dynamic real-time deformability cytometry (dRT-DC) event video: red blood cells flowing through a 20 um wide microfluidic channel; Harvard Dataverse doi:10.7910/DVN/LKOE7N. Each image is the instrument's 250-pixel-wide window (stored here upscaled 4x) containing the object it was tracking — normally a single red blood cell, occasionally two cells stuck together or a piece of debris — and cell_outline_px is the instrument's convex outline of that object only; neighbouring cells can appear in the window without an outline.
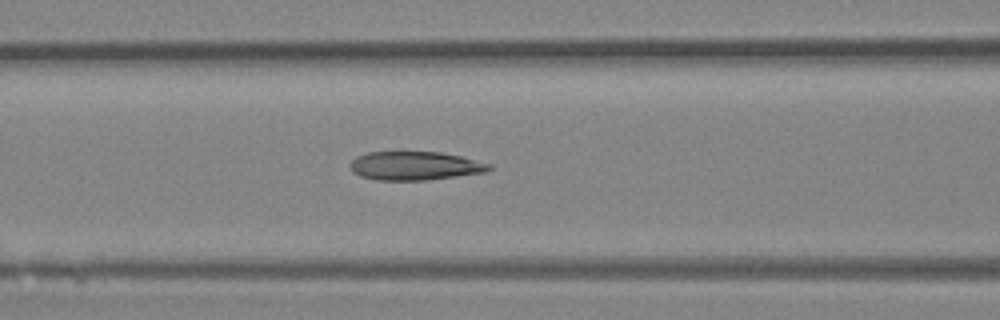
{"species": "Egyptian fruit bat (a non-hibernating species)", "species_latin": "Rousettus aegyptiacus", "temperature_condition": "room temperature", "stored_images_in_passage": 41, "camera_frame_rate_fps": 3000, "um_per_image_px": 0.085, "animal": {"sex": "female"}, "frame": {"image": 1, "passage_image": 17, "time_ms": 5.333, "image_size_px": [1000, 320], "cell_outline_px": [[492, 168], [484, 172], [456, 176], [424, 180], [376, 180], [360, 176], [352, 172], [348, 168], [348, 164], [356, 156], [368, 152], [440, 152], [460, 156], [492, 164]], "centroid_in_image_um": [35.21, 14.09], "position_along_channel_um": 131.4, "area_um2": 23.24}}
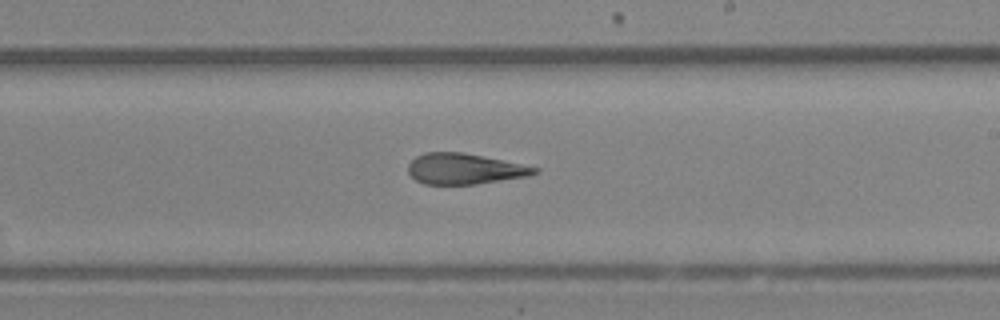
{"frame": {"image": 2, "passage_image": 24, "time_ms": 7.667, "image_size_px": [1000, 320], "cell_outline_px": [[540, 172], [528, 176], [476, 184], [424, 184], [416, 180], [408, 172], [408, 164], [416, 156], [424, 152], [460, 152], [540, 168]], "centroid_in_image_um": [39.46, 14.36], "position_along_channel_um": 249.5, "area_um2": 22.37}}
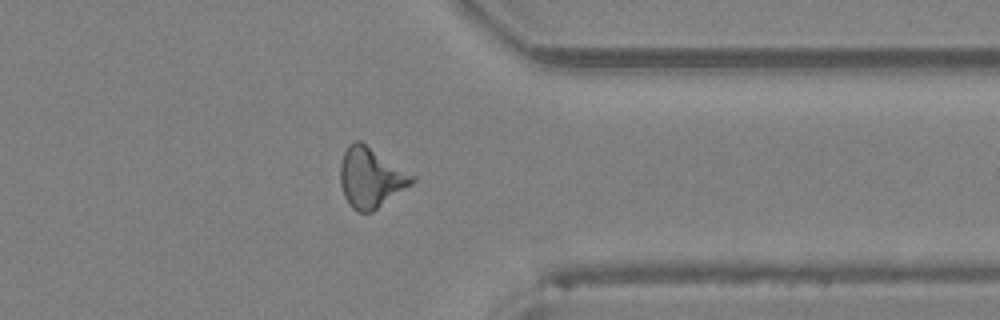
{"frame": {"image": 3, "passage_image": 32, "time_ms": 10.333, "image_size_px": [1000, 320], "cell_outline_px": [[416, 180], [412, 184], [372, 212], [356, 212], [348, 204], [344, 196], [340, 184], [340, 164], [344, 152], [348, 144], [356, 140], [360, 140], [416, 176]], "centroid_in_image_um": [31.51, 15.1], "position_along_channel_um": 379.9, "area_um2": 25.26}}